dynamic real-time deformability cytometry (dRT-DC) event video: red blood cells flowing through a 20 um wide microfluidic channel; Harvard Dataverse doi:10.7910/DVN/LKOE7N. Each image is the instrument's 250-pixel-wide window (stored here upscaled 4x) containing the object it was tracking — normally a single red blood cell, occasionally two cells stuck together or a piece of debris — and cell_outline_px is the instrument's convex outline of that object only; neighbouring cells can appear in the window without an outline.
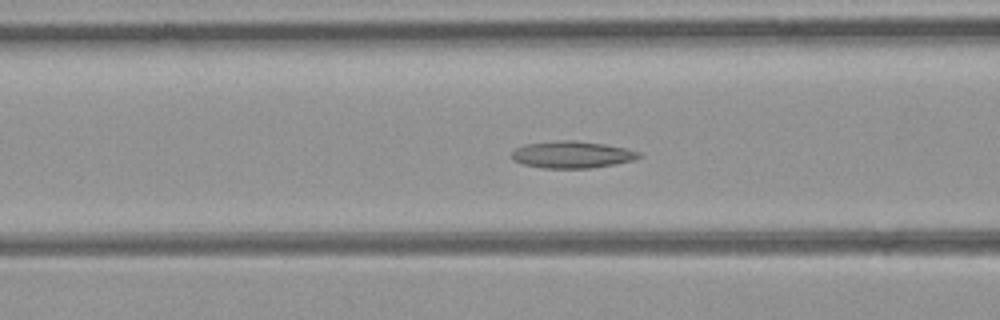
{"species": "common noctule bat (a hibernating species)", "species_latin": "Nyctalus noctula", "temperature_condition": "room temperature", "stored_images_in_passage": 21, "camera_frame_rate_fps": 3000, "um_per_image_px": 0.085, "animal": {"sex": "female", "body_mass_g": 21.9}, "frame": {"image": 1, "passage_image": 10, "time_ms": 3.0, "image_size_px": [1000, 320], "cell_outline_px": [[644, 156], [636, 160], [616, 164], [592, 168], [540, 168], [524, 164], [512, 160], [512, 152], [516, 148], [524, 144], [564, 140], [572, 140], [604, 144], [628, 148], [640, 152]], "centroid_in_image_um": [48.68, 13.15], "position_along_channel_um": 117.9, "area_um2": 20.17}}
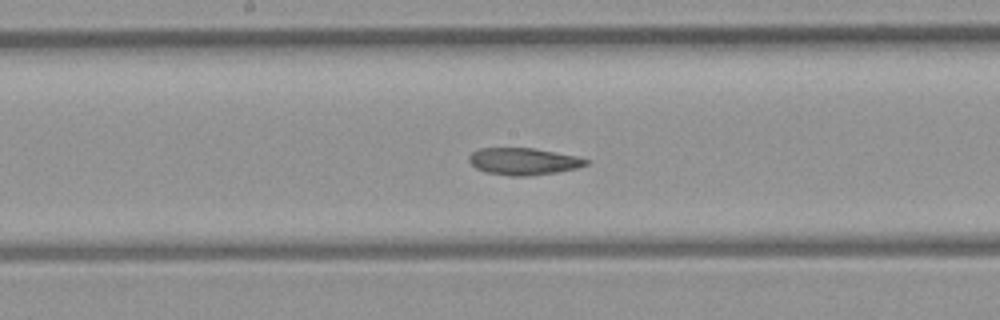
{"frame": {"image": 2, "passage_image": 16, "time_ms": 5.0, "image_size_px": [1000, 320], "cell_outline_px": [[592, 160], [588, 164], [576, 168], [556, 172], [532, 176], [508, 176], [484, 172], [476, 168], [468, 160], [468, 156], [472, 152], [480, 148], [532, 148], [576, 156]], "centroid_in_image_um": [44.48, 13.72], "position_along_channel_um": 203.7, "area_um2": 18.5}}
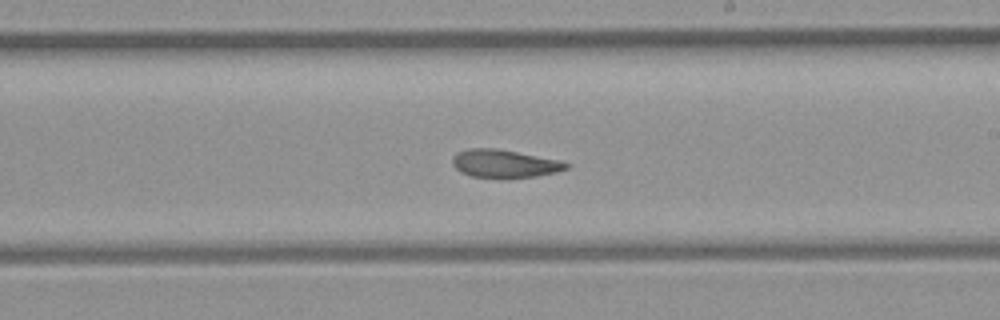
{"frame": {"image": 3, "passage_image": 19, "time_ms": 6.0, "image_size_px": [1000, 320], "cell_outline_px": [[572, 164], [568, 168], [556, 172], [536, 176], [508, 180], [504, 180], [472, 176], [460, 172], [452, 164], [452, 156], [456, 152], [468, 148], [496, 148], [560, 160]], "centroid_in_image_um": [42.87, 13.93], "position_along_channel_um": 246.1, "area_um2": 19.19}}